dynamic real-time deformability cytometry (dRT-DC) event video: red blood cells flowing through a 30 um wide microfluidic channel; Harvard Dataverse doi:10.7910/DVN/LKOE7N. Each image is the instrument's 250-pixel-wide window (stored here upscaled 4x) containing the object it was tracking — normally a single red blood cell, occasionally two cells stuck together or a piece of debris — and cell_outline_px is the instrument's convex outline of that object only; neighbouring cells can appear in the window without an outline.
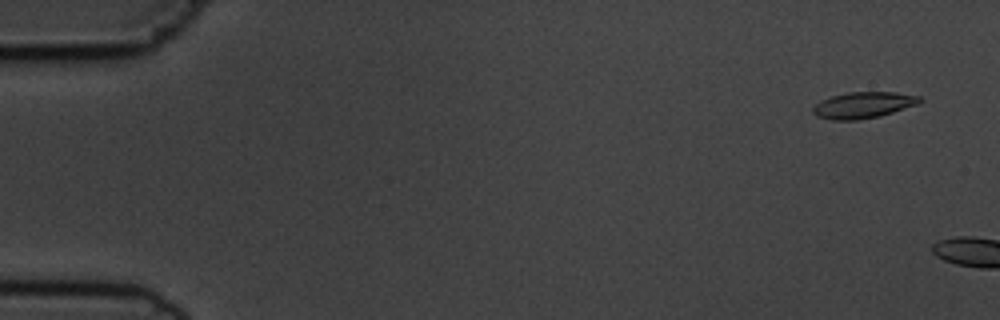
{"species": "common noctule bat (a hibernating species)", "species_latin": "Nyctalus noctula", "temperature_condition": "cold", "stored_images_in_passage": 7, "camera_frame_rate_fps": 3000, "um_per_image_px": 0.085, "animal": {"sex": "male", "body_mass_g": 19.5, "forearm_length_mm": 54.6}, "frame": {"image": 1, "passage_image": 1, "time_ms": 0.0, "image_size_px": [1000, 320], "cell_outline_px": [[924, 100], [916, 104], [880, 116], [856, 120], [832, 120], [816, 116], [812, 112], [812, 108], [820, 100], [832, 96], [848, 92], [896, 92], [920, 96]], "centroid_in_image_um": [73.35, 8.93], "position_along_channel_um": 11.6, "area_um2": 16.3}}
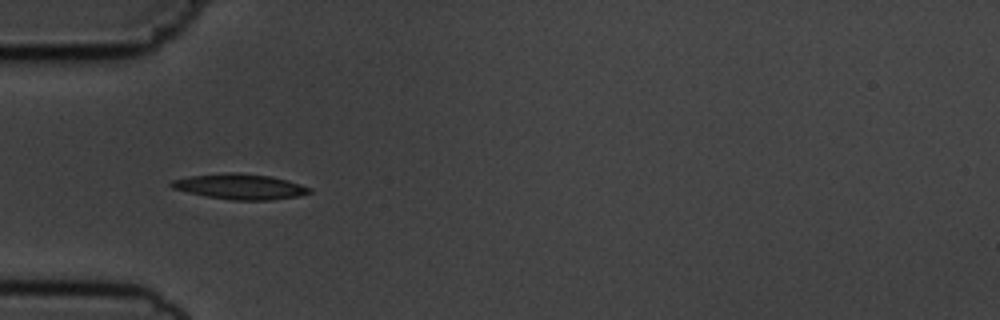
{"frame": {"image": 2, "passage_image": 6, "time_ms": 6.667, "image_size_px": [1000, 320], "cell_outline_px": [[312, 192], [300, 196], [272, 200], [232, 200], [208, 196], [188, 192], [172, 188], [168, 184], [172, 180], [188, 176], [224, 172], [240, 172], [272, 176], [288, 180], [312, 188]], "centroid_in_image_um": [20.43, 15.85], "position_along_channel_um": 64.6, "area_um2": 20.69}}
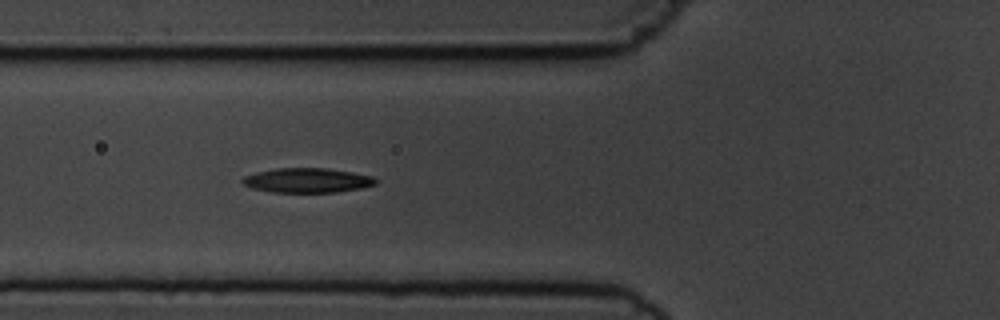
{"frame": {"image": 3, "passage_image": 7, "time_ms": 7.667, "image_size_px": [1000, 320], "cell_outline_px": [[376, 184], [360, 188], [336, 192], [272, 192], [252, 188], [244, 184], [240, 180], [244, 176], [256, 172], [276, 168], [328, 168], [352, 172], [372, 176], [376, 180]], "centroid_in_image_um": [26.09, 15.32], "position_along_channel_um": 99.7, "area_um2": 19.02}}